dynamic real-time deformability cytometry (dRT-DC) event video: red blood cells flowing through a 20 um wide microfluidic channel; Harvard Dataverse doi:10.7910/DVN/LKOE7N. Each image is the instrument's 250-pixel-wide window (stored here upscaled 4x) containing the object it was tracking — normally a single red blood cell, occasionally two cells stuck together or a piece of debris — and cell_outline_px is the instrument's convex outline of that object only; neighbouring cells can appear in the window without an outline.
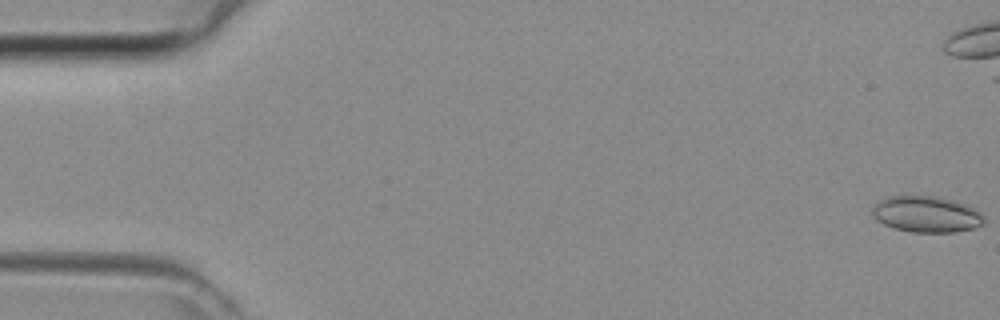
{"species": "common noctule bat (a hibernating species)", "species_latin": "Nyctalus noctula", "temperature_condition": "room temperature", "stored_images_in_passage": 39, "camera_frame_rate_fps": 3000, "um_per_image_px": 0.085, "animal": {"sex": "female", "body_mass_g": 29.2, "forearm_length_mm": 56.3}, "frame": {"image": 1, "passage_image": 1, "time_ms": 0.0, "image_size_px": [1000, 320], "cell_outline_px": [[984, 224], [972, 228], [956, 232], [912, 232], [892, 228], [876, 220], [872, 216], [872, 208], [876, 200], [888, 196], [936, 196], [952, 200], [976, 208], [984, 216]], "centroid_in_image_um": [78.71, 18.21], "position_along_channel_um": 6.3, "area_um2": 23.81}}
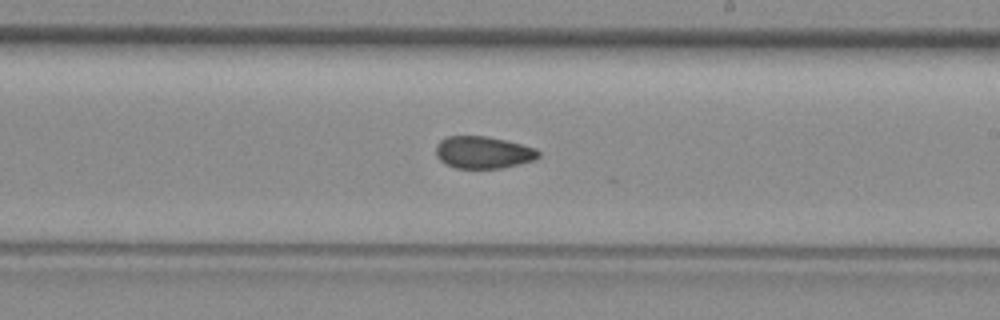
{"frame": {"image": 2, "passage_image": 26, "time_ms": 8.333, "image_size_px": [1000, 320], "cell_outline_px": [[540, 156], [532, 160], [500, 168], [456, 168], [440, 160], [436, 156], [436, 148], [440, 140], [448, 136], [484, 136], [504, 140], [536, 148], [540, 152]], "centroid_in_image_um": [41.05, 12.95], "position_along_channel_um": 247.9, "area_um2": 18.9}}
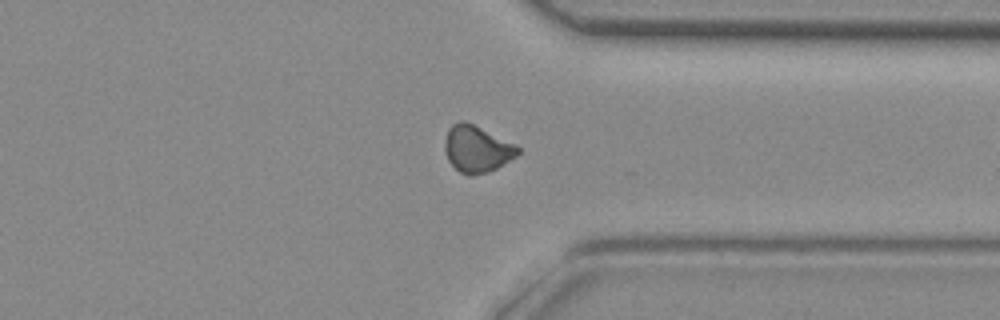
{"frame": {"image": 3, "passage_image": 34, "time_ms": 11.0, "image_size_px": [1000, 320], "cell_outline_px": [[520, 152], [516, 156], [496, 168], [488, 172], [472, 176], [468, 176], [460, 172], [448, 160], [444, 152], [444, 144], [448, 128], [452, 124], [460, 120], [464, 120], [516, 144], [520, 148]], "centroid_in_image_um": [40.52, 12.66], "position_along_channel_um": 370.9, "area_um2": 19.94}}